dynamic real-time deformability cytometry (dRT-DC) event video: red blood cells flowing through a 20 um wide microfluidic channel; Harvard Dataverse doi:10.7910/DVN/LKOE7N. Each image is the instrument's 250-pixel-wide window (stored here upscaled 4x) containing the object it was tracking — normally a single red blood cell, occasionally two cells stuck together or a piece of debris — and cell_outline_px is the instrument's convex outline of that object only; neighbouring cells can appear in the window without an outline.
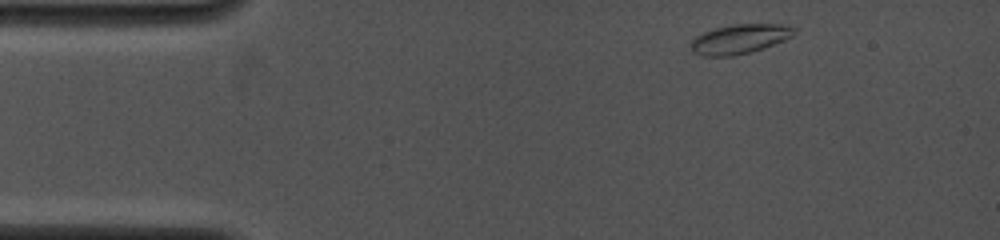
{"species": "common noctule bat (a hibernating species)", "species_latin": "Nyctalus noctula", "temperature_condition": "cold", "stored_images_in_passage": 45, "camera_frame_rate_fps": 4000, "um_per_image_px": 0.085, "animal": {"sex": "female", "body_mass_g": 19.0, "forearm_length_mm": 53.3}, "frame": {"image": 1, "passage_image": 1, "time_ms": 0.0, "image_size_px": [1000, 240], "cell_outline_px": [[796, 32], [792, 36], [784, 40], [764, 48], [752, 52], [732, 56], [704, 56], [692, 52], [692, 40], [696, 36], [704, 32], [716, 28], [732, 24], [784, 24], [796, 28]], "centroid_in_image_um": [62.9, 3.31], "position_along_channel_um": 22.1, "area_um2": 17.74}}
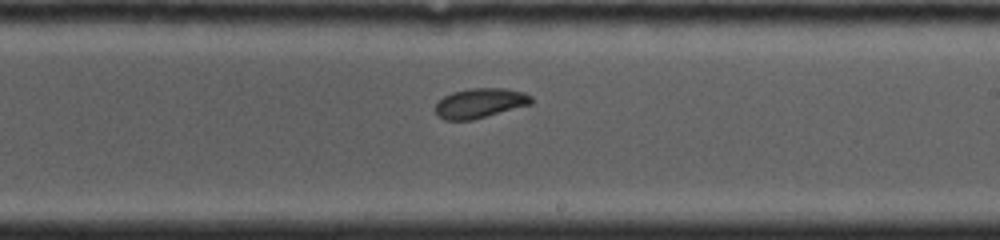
{"frame": {"image": 2, "passage_image": 25, "time_ms": 7.25, "image_size_px": [1000, 240], "cell_outline_px": [[532, 104], [472, 120], [444, 120], [436, 116], [436, 104], [444, 96], [452, 92], [468, 88], [504, 88], [524, 92], [532, 96]], "centroid_in_image_um": [40.8, 8.76], "position_along_channel_um": 248.2, "area_um2": 16.7}}
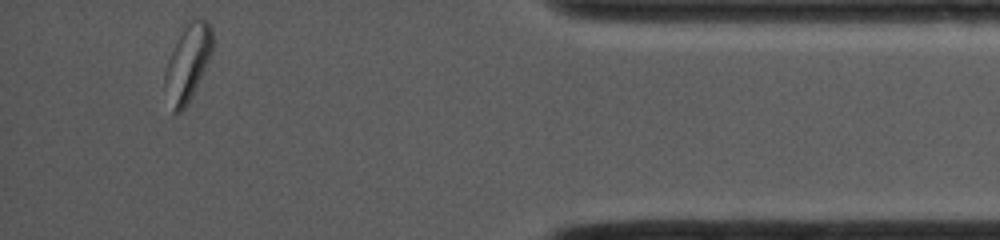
{"frame": {"image": 3, "passage_image": 44, "time_ms": 12.25, "image_size_px": [1000, 240], "cell_outline_px": [[212, 52], [188, 104], [176, 116], [172, 112], [164, 88], [164, 72], [168, 60], [184, 24], [188, 16], [200, 16], [208, 20], [212, 28]], "centroid_in_image_um": [15.95, 5.27], "position_along_channel_um": 419.3, "area_um2": 21.68}, "authors_computed_cell_mechanics": {"area_um2": 17.1666, "velocity_mm_per_s": 4.0768, "shape_relaxation_time_tau1_ms": 2.4512, "shape_relaxation_time_tau2_ms": 4.1118, "deformation_change_tau1": 0.1129, "deformation_change_tau2": 0.071}}